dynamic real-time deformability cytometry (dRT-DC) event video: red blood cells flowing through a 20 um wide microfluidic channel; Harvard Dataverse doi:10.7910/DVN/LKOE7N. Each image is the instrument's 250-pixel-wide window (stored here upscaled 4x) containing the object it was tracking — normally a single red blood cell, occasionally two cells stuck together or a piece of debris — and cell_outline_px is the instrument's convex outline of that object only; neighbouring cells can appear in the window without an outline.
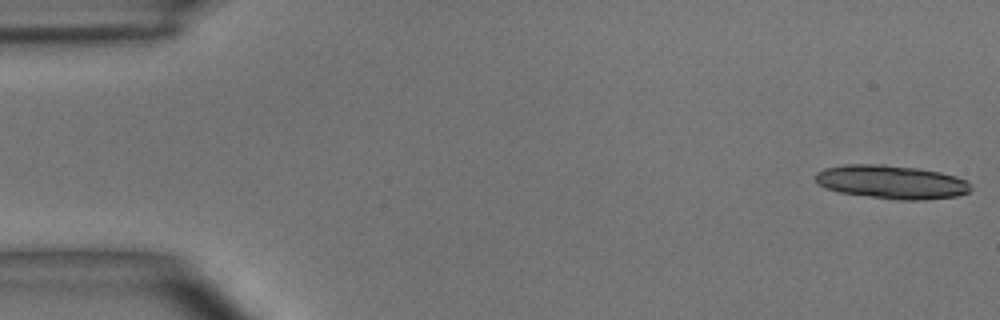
{"species": "common noctule bat (a hibernating species)", "species_latin": "Nyctalus noctula", "temperature_condition": "room temperature", "stored_images_in_passage": 21, "camera_frame_rate_fps": 3000, "um_per_image_px": 0.085, "animal": {"sex": "male", "body_mass_g": 15.6}, "frame": {"image": 1, "passage_image": 1, "time_ms": 0.0, "image_size_px": [1000, 320], "cell_outline_px": [[972, 188], [968, 192], [956, 196], [924, 200], [900, 200], [840, 192], [824, 188], [816, 180], [816, 172], [824, 168], [844, 164], [884, 164], [916, 168], [940, 172], [956, 176], [968, 180]], "centroid_in_image_um": [75.8, 15.46], "position_along_channel_um": 9.2, "area_um2": 30.4}}